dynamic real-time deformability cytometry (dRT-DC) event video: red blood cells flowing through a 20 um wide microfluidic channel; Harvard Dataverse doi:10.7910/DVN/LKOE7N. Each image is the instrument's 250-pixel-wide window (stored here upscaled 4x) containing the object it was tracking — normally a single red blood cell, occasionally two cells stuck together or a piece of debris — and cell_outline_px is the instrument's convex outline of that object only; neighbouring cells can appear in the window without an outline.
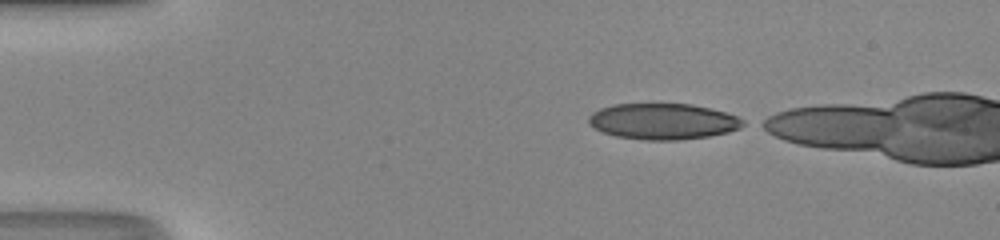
{"species": "human", "species_latin": "Homo sapiens", "temperature_condition": "room temperature", "stored_images_in_passage": 37, "camera_frame_rate_fps": 3000, "um_per_image_px": 0.085, "donor": {"sex": "male"}, "frame": {"image": 1, "passage_image": 1, "time_ms": 0.0, "image_size_px": [1000, 240], "cell_outline_px": [[748, 124], [740, 128], [728, 132], [708, 136], [680, 140], [644, 140], [616, 136], [604, 132], [588, 124], [588, 116], [592, 112], [600, 108], [612, 104], [692, 104], [712, 108], [736, 116], [744, 120]], "centroid_in_image_um": [56.37, 10.31], "position_along_channel_um": 28.6, "area_um2": 32.54}}
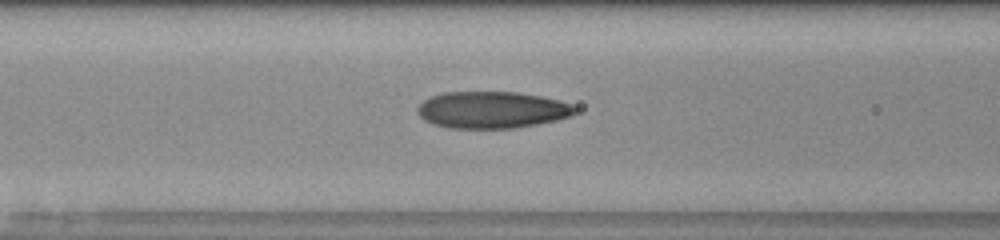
{"frame": {"image": 2, "passage_image": 13, "time_ms": 4.0, "image_size_px": [1000, 240], "cell_outline_px": [[576, 112], [572, 116], [556, 120], [516, 128], [448, 128], [432, 124], [424, 120], [416, 112], [416, 108], [424, 100], [432, 96], [444, 92], [520, 92], [560, 100], [572, 104], [576, 108]], "centroid_in_image_um": [41.81, 9.34], "position_along_channel_um": 124.8, "area_um2": 33.99}}
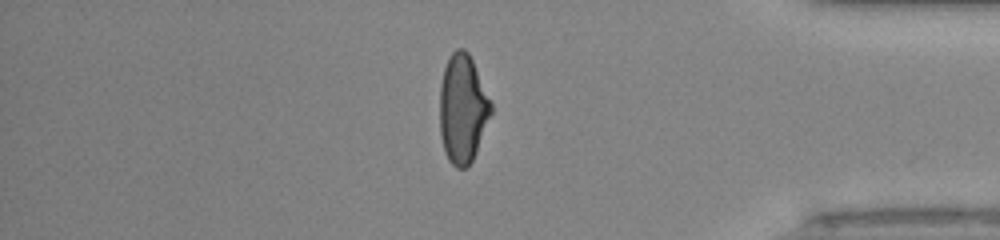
{"frame": {"image": 3, "passage_image": 34, "time_ms": 11.0, "image_size_px": [1000, 240], "cell_outline_px": [[492, 112], [476, 152], [472, 160], [464, 168], [456, 168], [448, 160], [444, 152], [440, 136], [440, 84], [444, 68], [448, 56], [456, 48], [464, 48], [468, 52], [492, 100]], "centroid_in_image_um": [39.32, 9.23], "position_along_channel_um": 395.9, "area_um2": 32.71}, "authors_computed_cell_mechanics": {"area_um2": 33.3506, "velocity_mm_per_s": 4.2581, "shape_relaxation_time_tau1_ms": 11.278, "shape_relaxation_time_tau2_ms": 1.2346, "deformation_change_tau1": 0.3507, "deformation_change_tau2": 0.0773}}